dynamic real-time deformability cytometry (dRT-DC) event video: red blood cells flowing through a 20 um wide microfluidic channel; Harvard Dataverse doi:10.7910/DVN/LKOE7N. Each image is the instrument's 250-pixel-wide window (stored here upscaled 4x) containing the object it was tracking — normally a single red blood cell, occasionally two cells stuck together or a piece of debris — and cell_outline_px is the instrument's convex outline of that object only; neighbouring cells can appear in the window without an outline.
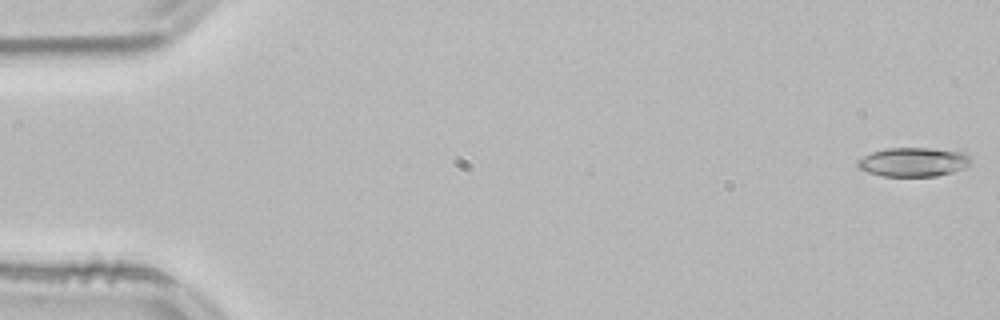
{"species": "common noctule bat (a hibernating species)", "species_latin": "Nyctalus noctula", "temperature_condition": "room temperature", "stored_images_in_passage": 12, "camera_frame_rate_fps": 3000, "um_per_image_px": 0.085, "animal": {"sex": "male", "body_mass_g": 21.5, "forearm_length_mm": 52.0}, "frame": {"image": 1, "passage_image": 1, "time_ms": 0.0, "image_size_px": [1000, 320], "cell_outline_px": [[972, 164], [964, 168], [952, 172], [936, 176], [880, 176], [856, 168], [856, 160], [872, 152], [884, 148], [928, 148], [964, 152], [972, 160]], "centroid_in_image_um": [77.61, 13.77], "position_along_channel_um": 7.4, "area_um2": 19.36}}